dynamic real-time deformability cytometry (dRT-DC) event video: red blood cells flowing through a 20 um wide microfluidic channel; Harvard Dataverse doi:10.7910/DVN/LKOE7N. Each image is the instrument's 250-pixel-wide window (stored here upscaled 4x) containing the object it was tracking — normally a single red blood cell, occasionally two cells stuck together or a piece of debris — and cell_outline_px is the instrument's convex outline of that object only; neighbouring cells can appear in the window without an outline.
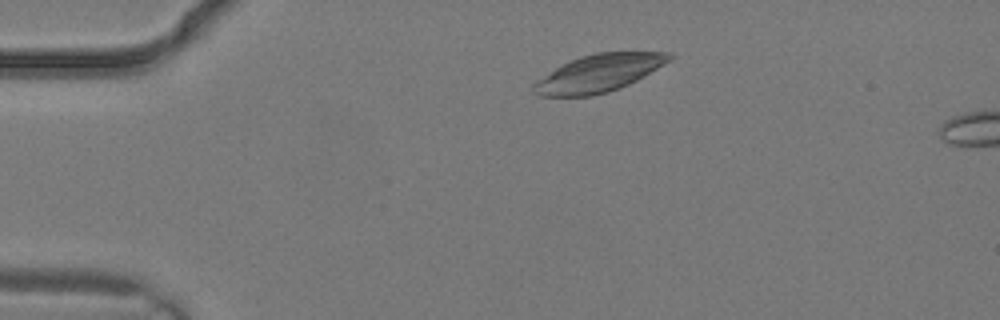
{"species": "common noctule bat (a hibernating species)", "species_latin": "Nyctalus noctula", "temperature_condition": "warm", "stored_images_in_passage": 3, "camera_frame_rate_fps": 3000, "um_per_image_px": 0.085, "animal": {"sex": "male", "body_mass_g": 19.2, "forearm_length_mm": 51.8}, "frame": {"image": 1, "passage_image": 1, "time_ms": 0.0, "image_size_px": [1000, 320], "cell_outline_px": [[672, 60], [644, 76], [620, 88], [608, 92], [592, 96], [540, 96], [532, 92], [532, 84], [536, 80], [556, 68], [580, 56], [596, 52], [668, 52], [672, 56]], "centroid_in_image_um": [50.89, 6.23], "position_along_channel_um": 34.1, "area_um2": 29.48}}